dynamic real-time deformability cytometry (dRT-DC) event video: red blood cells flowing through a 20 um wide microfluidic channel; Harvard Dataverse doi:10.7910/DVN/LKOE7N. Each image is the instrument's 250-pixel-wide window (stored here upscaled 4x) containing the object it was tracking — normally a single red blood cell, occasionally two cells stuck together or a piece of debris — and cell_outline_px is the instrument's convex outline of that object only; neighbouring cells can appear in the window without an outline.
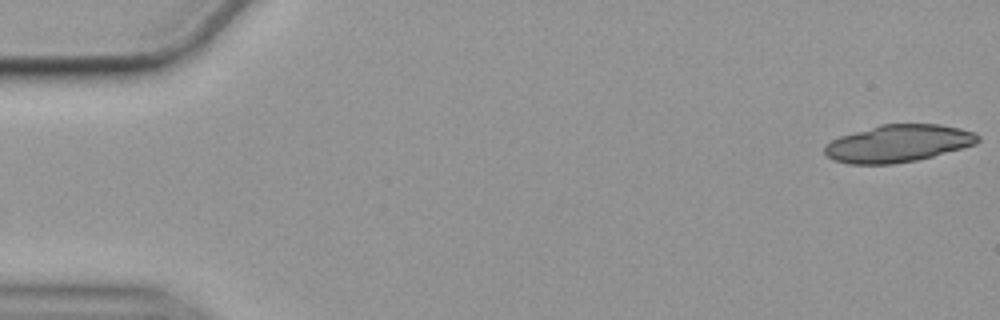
{"species": "common noctule bat (a hibernating species)", "species_latin": "Nyctalus noctula", "temperature_condition": "cold", "stored_images_in_passage": 55, "segment_of_instrument_passage": [1, 2], "camera_frame_rate_fps": 3000, "um_per_image_px": 0.085, "animal": {"sex": "female", "body_mass_g": 19.9}, "frame": {"image": 1, "passage_image": 1, "time_ms": 0.0, "image_size_px": [1000, 320], "cell_outline_px": [[980, 140], [976, 144], [932, 156], [916, 160], [892, 164], [848, 164], [832, 160], [824, 152], [824, 144], [840, 136], [880, 124], [940, 124], [960, 128], [972, 132], [980, 136]], "centroid_in_image_um": [76.32, 12.19], "position_along_channel_um": 8.7, "area_um2": 33.29}}